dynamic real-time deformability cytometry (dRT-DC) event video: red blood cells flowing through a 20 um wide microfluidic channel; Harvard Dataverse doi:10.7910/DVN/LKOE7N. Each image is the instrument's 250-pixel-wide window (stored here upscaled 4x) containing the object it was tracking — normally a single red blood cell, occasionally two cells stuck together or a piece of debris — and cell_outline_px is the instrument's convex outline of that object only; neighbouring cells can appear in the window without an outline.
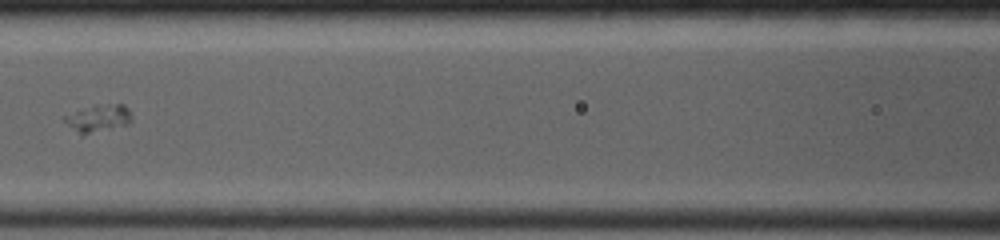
{"species": "common noctule bat (a hibernating species)", "species_latin": "Nyctalus noctula", "temperature_condition": "room temperature", "stored_images_in_passage": 26, "camera_frame_rate_fps": 4000, "um_per_image_px": 0.085, "animal": {"sex": "female", "body_mass_g": 19.0, "forearm_length_mm": 53.3}, "frame": {"image": 1, "passage_image": 9, "time_ms": 3.75, "image_size_px": [1000, 240], "cell_outline_px": [[132, 120], [128, 124], [88, 132], [80, 132], [68, 124], [64, 120], [64, 116], [96, 104], [124, 104], [128, 108], [132, 116]], "centroid_in_image_um": [8.44, 9.98], "position_along_channel_um": 158.2, "area_um2": 10.0}}